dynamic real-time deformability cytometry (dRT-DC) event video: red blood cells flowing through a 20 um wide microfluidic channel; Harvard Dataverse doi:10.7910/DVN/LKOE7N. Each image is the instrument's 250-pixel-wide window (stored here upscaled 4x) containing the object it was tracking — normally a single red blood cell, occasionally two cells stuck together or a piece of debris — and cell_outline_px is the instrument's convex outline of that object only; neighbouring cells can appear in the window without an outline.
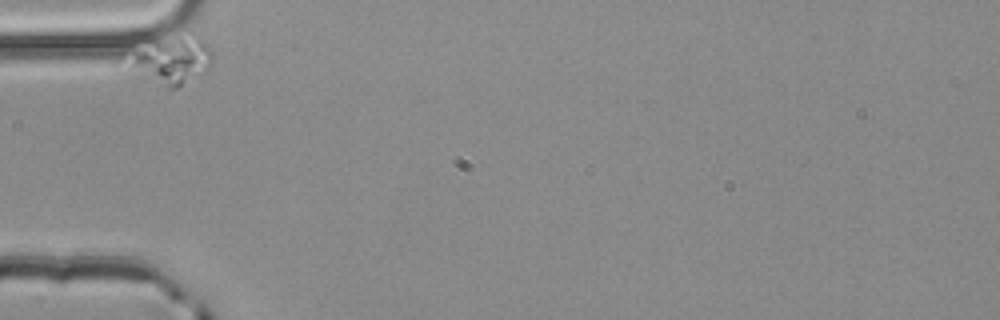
{"species": "common noctule bat (a hibernating species)", "species_latin": "Nyctalus noctula", "temperature_condition": "room temperature", "stored_images_in_passage": 3, "camera_frame_rate_fps": 3000, "um_per_image_px": 0.085, "animal": {"sex": "male", "body_mass_g": 20.4}, "frame": {"image": 1, "passage_image": 1, "time_ms": 0.0, "image_size_px": [1000, 320], "cell_outline_px": [[212, 64], [208, 68], [176, 88], [172, 88], [116, 72], [112, 64], [116, 60], [144, 36], [192, 32], [208, 44], [212, 52]], "centroid_in_image_um": [14.11, 5.01], "position_along_channel_um": 70.9, "area_um2": 27.74}}
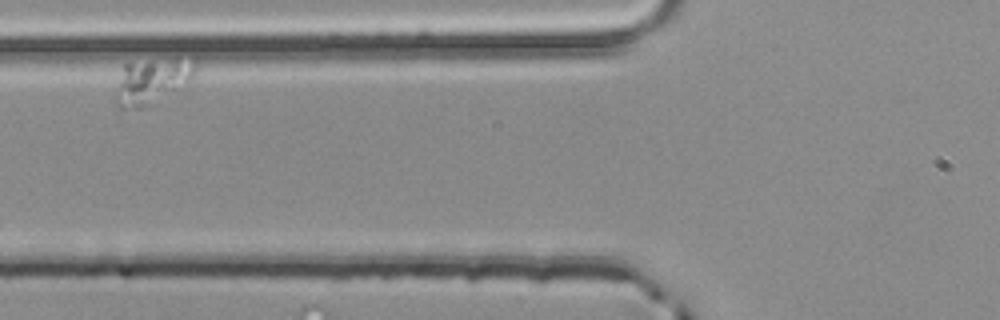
{"frame": {"image": 2, "passage_image": 2, "time_ms": 0.333, "image_size_px": [1000, 320], "cell_outline_px": [[200, 68], [188, 84], [144, 108], [120, 108], [116, 100], [116, 96], [124, 64], [196, 60]], "centroid_in_image_um": [12.99, 6.95], "position_along_channel_um": 112.8, "area_um2": 20.11}}